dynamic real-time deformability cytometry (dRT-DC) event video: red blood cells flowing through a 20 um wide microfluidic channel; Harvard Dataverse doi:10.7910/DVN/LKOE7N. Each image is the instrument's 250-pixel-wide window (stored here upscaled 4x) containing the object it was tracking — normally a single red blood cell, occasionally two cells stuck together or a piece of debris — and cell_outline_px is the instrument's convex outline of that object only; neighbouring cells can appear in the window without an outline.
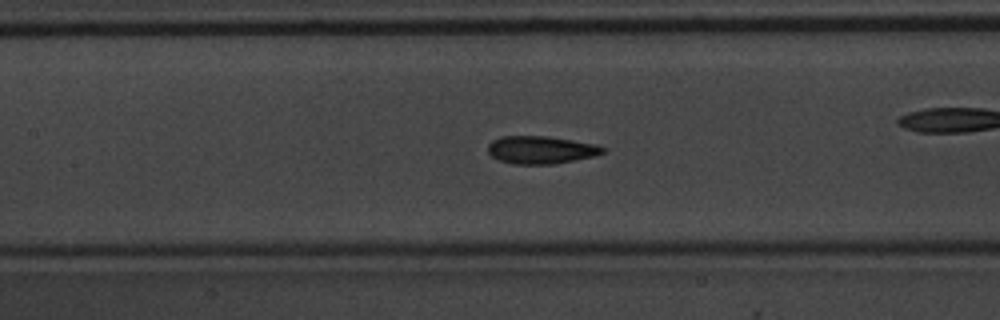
{"species": "common noctule bat (a hibernating species)", "species_latin": "Nyctalus noctula", "temperature_condition": "warm", "stored_images_in_passage": 50, "camera_frame_rate_fps": 3000, "um_per_image_px": 0.085, "animal": {"sex": "male", "body_mass_g": 20.1, "forearm_length_mm": 53.5}, "frame": {"image": 1, "passage_image": 22, "time_ms": 7.0, "image_size_px": [1000, 320], "cell_outline_px": [[608, 148], [604, 152], [596, 156], [552, 164], [512, 164], [500, 160], [492, 156], [488, 152], [488, 144], [492, 140], [500, 136], [548, 136], [596, 144]], "centroid_in_image_um": [45.99, 12.73], "position_along_channel_um": 161.4, "area_um2": 18.67}, "authors_computed_cell_mechanics": {"area_um2": 18.207, "velocity_mm_per_s": 4.0182, "shape_relaxation_time_tau1_ms": 3.3487, "shape_relaxation_time_tau2_ms": 1.2858, "deformation_change_tau1": 0.1433, "deformation_change_tau2": 0.0753}}